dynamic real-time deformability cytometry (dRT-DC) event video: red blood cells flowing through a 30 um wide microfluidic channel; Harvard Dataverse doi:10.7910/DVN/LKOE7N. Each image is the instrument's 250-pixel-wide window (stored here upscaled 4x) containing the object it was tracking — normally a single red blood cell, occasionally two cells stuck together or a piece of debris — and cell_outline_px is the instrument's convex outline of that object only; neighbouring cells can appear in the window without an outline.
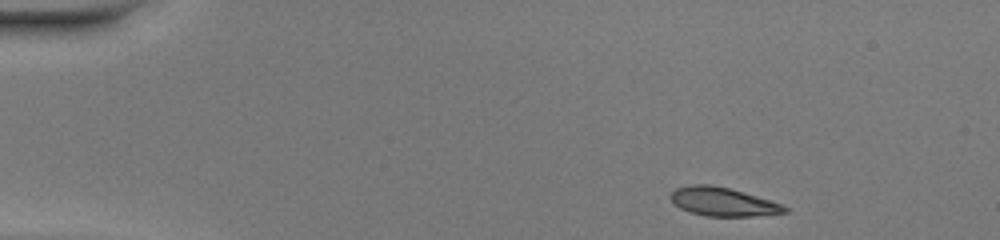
{"species": "common noctule bat (a hibernating species)", "species_latin": "Nyctalus noctula", "temperature_condition": "warm", "stored_images_in_passage": 43, "camera_frame_rate_fps": 3000, "um_per_image_px": 0.085, "animal": {"sex": "female", "body_mass_g": 20.0, "forearm_length_mm": 54.0}, "frame": {"image": 1, "passage_image": 1, "time_ms": 0.0, "image_size_px": [1000, 240], "cell_outline_px": [[788, 212], [752, 216], [704, 216], [688, 212], [680, 208], [668, 196], [676, 188], [692, 184], [712, 184], [728, 188], [756, 196], [780, 204], [788, 208]], "centroid_in_image_um": [61.39, 17.15], "position_along_channel_um": 23.6, "area_um2": 18.84}}
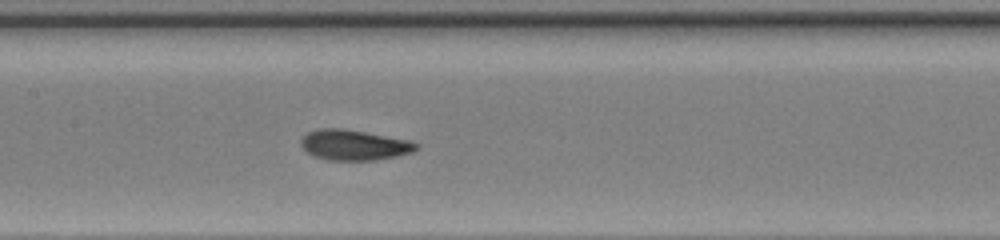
{"frame": {"image": 2, "passage_image": 19, "time_ms": 6.0, "image_size_px": [1000, 240], "cell_outline_px": [[420, 148], [412, 152], [396, 156], [376, 160], [328, 160], [312, 156], [300, 144], [300, 140], [308, 132], [320, 128], [344, 128], [412, 140], [420, 144]], "centroid_in_image_um": [30.14, 12.32], "position_along_channel_um": 177.3, "area_um2": 20.69}}
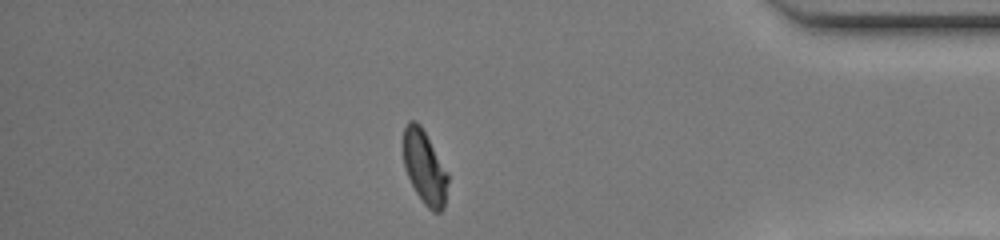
{"frame": {"image": 3, "passage_image": 37, "time_ms": 12.0, "image_size_px": [1000, 240], "cell_outline_px": [[448, 180], [444, 208], [440, 212], [432, 212], [424, 204], [416, 192], [404, 168], [404, 128], [408, 120], [416, 120], [420, 124], [448, 172]], "centroid_in_image_um": [36.1, 14.23], "position_along_channel_um": 399.1, "area_um2": 19.02}, "authors_computed_cell_mechanics": {"area_um2": 19.7676, "velocity_mm_per_s": 4.1956, "shape_relaxation_time_tau1_ms": 5.0754, "shape_relaxation_time_tau2_ms": 1.3161, "deformation_change_tau1": 0.1894, "deformation_change_tau2": 0.0648}}